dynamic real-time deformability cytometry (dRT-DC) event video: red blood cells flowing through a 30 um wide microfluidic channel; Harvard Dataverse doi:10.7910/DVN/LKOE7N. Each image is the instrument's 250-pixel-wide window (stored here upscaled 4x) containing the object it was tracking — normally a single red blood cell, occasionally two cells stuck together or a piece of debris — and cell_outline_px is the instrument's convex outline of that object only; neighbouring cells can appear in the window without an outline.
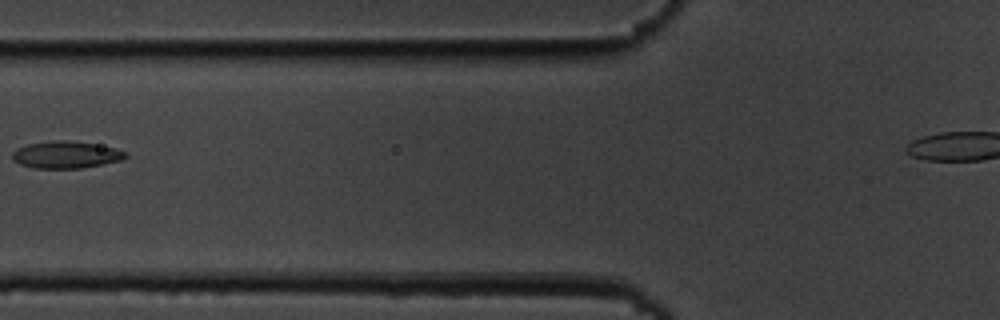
{"species": "common noctule bat (a hibernating species)", "species_latin": "Nyctalus noctula", "temperature_condition": "cold", "stored_images_in_passage": 4, "camera_frame_rate_fps": 3000, "um_per_image_px": 0.085, "animal": {"sex": "male", "body_mass_g": 19.5, "forearm_length_mm": 54.6}, "frame": {"image": 1, "passage_image": 3, "time_ms": 2.333, "image_size_px": [1000, 320], "cell_outline_px": [[128, 156], [124, 160], [80, 168], [32, 168], [20, 164], [12, 156], [12, 152], [16, 148], [28, 144], [56, 140], [64, 140], [92, 144], [116, 148], [128, 152]], "centroid_in_image_um": [5.64, 13.16], "position_along_channel_um": 120.2, "area_um2": 17.74}}
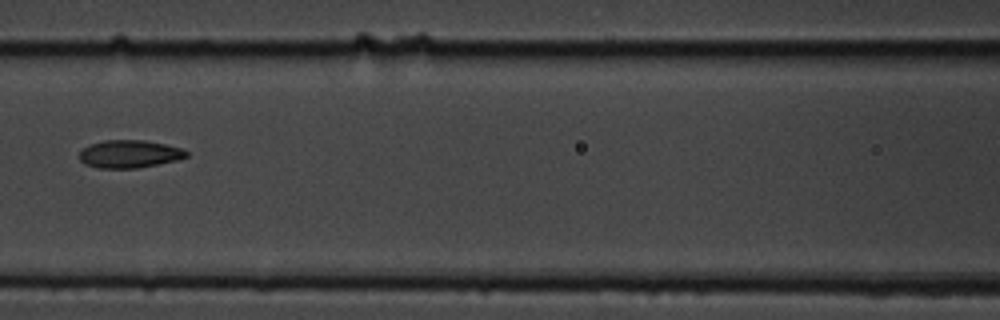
{"frame": {"image": 2, "passage_image": 4, "time_ms": 3.333, "image_size_px": [1000, 320], "cell_outline_px": [[188, 156], [176, 160], [136, 168], [96, 168], [84, 164], [80, 160], [80, 148], [88, 144], [104, 140], [144, 140], [184, 148], [188, 152]], "centroid_in_image_um": [10.96, 13.08], "position_along_channel_um": 155.6, "area_um2": 17.46}}